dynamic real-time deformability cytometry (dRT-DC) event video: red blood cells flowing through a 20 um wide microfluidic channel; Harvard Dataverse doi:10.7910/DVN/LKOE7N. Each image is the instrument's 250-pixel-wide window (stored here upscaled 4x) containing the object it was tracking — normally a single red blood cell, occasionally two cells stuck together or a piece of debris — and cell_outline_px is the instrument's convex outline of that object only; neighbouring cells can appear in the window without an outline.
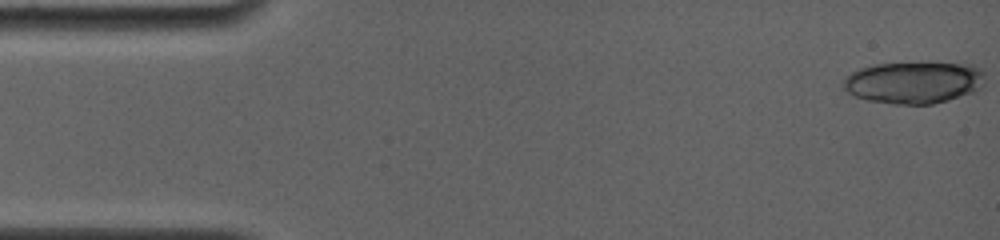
{"species": "common noctule bat (a hibernating species)", "species_latin": "Nyctalus noctula", "temperature_condition": "room temperature", "stored_images_in_passage": 7, "camera_frame_rate_fps": 4000, "um_per_image_px": 0.085, "animal": {"sex": "female", "body_mass_g": 19.0, "forearm_length_mm": 56.7}, "frame": {"image": 1, "passage_image": 1, "time_ms": 0.0, "image_size_px": [1000, 240], "cell_outline_px": [[976, 72], [972, 88], [956, 96], [932, 104], [904, 104], [872, 100], [856, 96], [848, 92], [844, 88], [844, 80], [852, 72], [876, 64], [956, 64], [972, 68]], "centroid_in_image_um": [77.38, 7.03], "position_along_channel_um": 7.6, "area_um2": 31.44}}